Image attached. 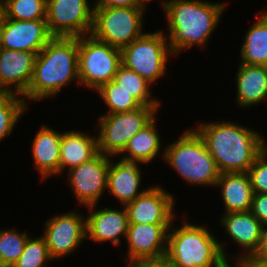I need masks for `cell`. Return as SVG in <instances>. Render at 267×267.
<instances>
[{
    "instance_id": "1",
    "label": "cell",
    "mask_w": 267,
    "mask_h": 267,
    "mask_svg": "<svg viewBox=\"0 0 267 267\" xmlns=\"http://www.w3.org/2000/svg\"><path fill=\"white\" fill-rule=\"evenodd\" d=\"M196 131L220 173L247 172L266 149L264 140L257 133L234 123L202 124Z\"/></svg>"
},
{
    "instance_id": "2",
    "label": "cell",
    "mask_w": 267,
    "mask_h": 267,
    "mask_svg": "<svg viewBox=\"0 0 267 267\" xmlns=\"http://www.w3.org/2000/svg\"><path fill=\"white\" fill-rule=\"evenodd\" d=\"M77 77L78 37H53L36 55L34 73L23 96L41 99L55 95Z\"/></svg>"
},
{
    "instance_id": "3",
    "label": "cell",
    "mask_w": 267,
    "mask_h": 267,
    "mask_svg": "<svg viewBox=\"0 0 267 267\" xmlns=\"http://www.w3.org/2000/svg\"><path fill=\"white\" fill-rule=\"evenodd\" d=\"M224 4H209L198 0H173L164 3L169 22L171 53L193 44L205 45L218 24Z\"/></svg>"
},
{
    "instance_id": "4",
    "label": "cell",
    "mask_w": 267,
    "mask_h": 267,
    "mask_svg": "<svg viewBox=\"0 0 267 267\" xmlns=\"http://www.w3.org/2000/svg\"><path fill=\"white\" fill-rule=\"evenodd\" d=\"M173 232L168 234L164 258L172 267H216L226 259L222 246L206 228L185 223Z\"/></svg>"
},
{
    "instance_id": "5",
    "label": "cell",
    "mask_w": 267,
    "mask_h": 267,
    "mask_svg": "<svg viewBox=\"0 0 267 267\" xmlns=\"http://www.w3.org/2000/svg\"><path fill=\"white\" fill-rule=\"evenodd\" d=\"M164 158L191 184L216 185L220 172L196 130H190L165 150Z\"/></svg>"
},
{
    "instance_id": "6",
    "label": "cell",
    "mask_w": 267,
    "mask_h": 267,
    "mask_svg": "<svg viewBox=\"0 0 267 267\" xmlns=\"http://www.w3.org/2000/svg\"><path fill=\"white\" fill-rule=\"evenodd\" d=\"M78 37V79L98 90L112 81L121 63V49L94 38Z\"/></svg>"
},
{
    "instance_id": "7",
    "label": "cell",
    "mask_w": 267,
    "mask_h": 267,
    "mask_svg": "<svg viewBox=\"0 0 267 267\" xmlns=\"http://www.w3.org/2000/svg\"><path fill=\"white\" fill-rule=\"evenodd\" d=\"M143 8H94L90 34L111 46L122 49L140 38Z\"/></svg>"
},
{
    "instance_id": "8",
    "label": "cell",
    "mask_w": 267,
    "mask_h": 267,
    "mask_svg": "<svg viewBox=\"0 0 267 267\" xmlns=\"http://www.w3.org/2000/svg\"><path fill=\"white\" fill-rule=\"evenodd\" d=\"M158 106H141L130 112L107 114L100 118L98 152L104 155L122 153L130 139L155 116Z\"/></svg>"
},
{
    "instance_id": "9",
    "label": "cell",
    "mask_w": 267,
    "mask_h": 267,
    "mask_svg": "<svg viewBox=\"0 0 267 267\" xmlns=\"http://www.w3.org/2000/svg\"><path fill=\"white\" fill-rule=\"evenodd\" d=\"M166 40L162 32L143 34L121 49L122 65L152 83L165 72Z\"/></svg>"
},
{
    "instance_id": "10",
    "label": "cell",
    "mask_w": 267,
    "mask_h": 267,
    "mask_svg": "<svg viewBox=\"0 0 267 267\" xmlns=\"http://www.w3.org/2000/svg\"><path fill=\"white\" fill-rule=\"evenodd\" d=\"M93 10L87 0H46L48 29L54 37H80L90 34Z\"/></svg>"
},
{
    "instance_id": "11",
    "label": "cell",
    "mask_w": 267,
    "mask_h": 267,
    "mask_svg": "<svg viewBox=\"0 0 267 267\" xmlns=\"http://www.w3.org/2000/svg\"><path fill=\"white\" fill-rule=\"evenodd\" d=\"M53 37L46 20L20 21L4 17L0 24V48L38 54Z\"/></svg>"
},
{
    "instance_id": "12",
    "label": "cell",
    "mask_w": 267,
    "mask_h": 267,
    "mask_svg": "<svg viewBox=\"0 0 267 267\" xmlns=\"http://www.w3.org/2000/svg\"><path fill=\"white\" fill-rule=\"evenodd\" d=\"M109 166L108 157L98 153L91 160L69 169L70 183L77 198L90 209L108 187Z\"/></svg>"
},
{
    "instance_id": "13",
    "label": "cell",
    "mask_w": 267,
    "mask_h": 267,
    "mask_svg": "<svg viewBox=\"0 0 267 267\" xmlns=\"http://www.w3.org/2000/svg\"><path fill=\"white\" fill-rule=\"evenodd\" d=\"M170 224H129V262L161 260L165 258ZM164 244V245H163Z\"/></svg>"
},
{
    "instance_id": "14",
    "label": "cell",
    "mask_w": 267,
    "mask_h": 267,
    "mask_svg": "<svg viewBox=\"0 0 267 267\" xmlns=\"http://www.w3.org/2000/svg\"><path fill=\"white\" fill-rule=\"evenodd\" d=\"M44 238L50 257L58 258L72 252L87 236L86 219L75 213H66L47 222Z\"/></svg>"
},
{
    "instance_id": "15",
    "label": "cell",
    "mask_w": 267,
    "mask_h": 267,
    "mask_svg": "<svg viewBox=\"0 0 267 267\" xmlns=\"http://www.w3.org/2000/svg\"><path fill=\"white\" fill-rule=\"evenodd\" d=\"M174 201L160 188L146 189L125 207L129 224H171Z\"/></svg>"
},
{
    "instance_id": "16",
    "label": "cell",
    "mask_w": 267,
    "mask_h": 267,
    "mask_svg": "<svg viewBox=\"0 0 267 267\" xmlns=\"http://www.w3.org/2000/svg\"><path fill=\"white\" fill-rule=\"evenodd\" d=\"M36 53L0 48V92H13L8 86L16 85V94L24 95L34 73Z\"/></svg>"
},
{
    "instance_id": "17",
    "label": "cell",
    "mask_w": 267,
    "mask_h": 267,
    "mask_svg": "<svg viewBox=\"0 0 267 267\" xmlns=\"http://www.w3.org/2000/svg\"><path fill=\"white\" fill-rule=\"evenodd\" d=\"M129 225L126 207L123 211L102 209L93 212L86 219V232L88 238L95 241L111 240L114 244H120V234L127 236Z\"/></svg>"
},
{
    "instance_id": "18",
    "label": "cell",
    "mask_w": 267,
    "mask_h": 267,
    "mask_svg": "<svg viewBox=\"0 0 267 267\" xmlns=\"http://www.w3.org/2000/svg\"><path fill=\"white\" fill-rule=\"evenodd\" d=\"M229 235L242 247L249 250L247 256L239 259L251 258L258 250L263 226L261 222L250 212H229L222 219Z\"/></svg>"
},
{
    "instance_id": "19",
    "label": "cell",
    "mask_w": 267,
    "mask_h": 267,
    "mask_svg": "<svg viewBox=\"0 0 267 267\" xmlns=\"http://www.w3.org/2000/svg\"><path fill=\"white\" fill-rule=\"evenodd\" d=\"M216 185L222 187L226 213L250 211L254 193L247 172L221 173Z\"/></svg>"
},
{
    "instance_id": "20",
    "label": "cell",
    "mask_w": 267,
    "mask_h": 267,
    "mask_svg": "<svg viewBox=\"0 0 267 267\" xmlns=\"http://www.w3.org/2000/svg\"><path fill=\"white\" fill-rule=\"evenodd\" d=\"M62 135L42 127L33 141V158L42 178L60 172V145Z\"/></svg>"
},
{
    "instance_id": "21",
    "label": "cell",
    "mask_w": 267,
    "mask_h": 267,
    "mask_svg": "<svg viewBox=\"0 0 267 267\" xmlns=\"http://www.w3.org/2000/svg\"><path fill=\"white\" fill-rule=\"evenodd\" d=\"M137 163L119 161L108 169V187L111 193L125 206L135 200L144 191L137 193L141 175Z\"/></svg>"
},
{
    "instance_id": "22",
    "label": "cell",
    "mask_w": 267,
    "mask_h": 267,
    "mask_svg": "<svg viewBox=\"0 0 267 267\" xmlns=\"http://www.w3.org/2000/svg\"><path fill=\"white\" fill-rule=\"evenodd\" d=\"M97 138L77 131L62 134L60 145V172L65 166L69 169L91 160L98 154Z\"/></svg>"
},
{
    "instance_id": "23",
    "label": "cell",
    "mask_w": 267,
    "mask_h": 267,
    "mask_svg": "<svg viewBox=\"0 0 267 267\" xmlns=\"http://www.w3.org/2000/svg\"><path fill=\"white\" fill-rule=\"evenodd\" d=\"M238 104L249 106L267 96V66L240 64L238 76Z\"/></svg>"
},
{
    "instance_id": "24",
    "label": "cell",
    "mask_w": 267,
    "mask_h": 267,
    "mask_svg": "<svg viewBox=\"0 0 267 267\" xmlns=\"http://www.w3.org/2000/svg\"><path fill=\"white\" fill-rule=\"evenodd\" d=\"M154 123L155 118L129 140L123 152L128 151L130 156H126L121 160L146 163L156 156L160 149V138L155 131Z\"/></svg>"
},
{
    "instance_id": "25",
    "label": "cell",
    "mask_w": 267,
    "mask_h": 267,
    "mask_svg": "<svg viewBox=\"0 0 267 267\" xmlns=\"http://www.w3.org/2000/svg\"><path fill=\"white\" fill-rule=\"evenodd\" d=\"M242 64L267 66V17L258 19L247 31L241 49Z\"/></svg>"
},
{
    "instance_id": "26",
    "label": "cell",
    "mask_w": 267,
    "mask_h": 267,
    "mask_svg": "<svg viewBox=\"0 0 267 267\" xmlns=\"http://www.w3.org/2000/svg\"><path fill=\"white\" fill-rule=\"evenodd\" d=\"M113 81L118 85H121V88L129 92L143 106H158L160 104L156 100L151 101L149 99L150 91L148 85L151 83L122 64L118 67Z\"/></svg>"
},
{
    "instance_id": "27",
    "label": "cell",
    "mask_w": 267,
    "mask_h": 267,
    "mask_svg": "<svg viewBox=\"0 0 267 267\" xmlns=\"http://www.w3.org/2000/svg\"><path fill=\"white\" fill-rule=\"evenodd\" d=\"M98 91L110 109L109 114L130 112L143 106L135 97L113 80L101 86Z\"/></svg>"
},
{
    "instance_id": "28",
    "label": "cell",
    "mask_w": 267,
    "mask_h": 267,
    "mask_svg": "<svg viewBox=\"0 0 267 267\" xmlns=\"http://www.w3.org/2000/svg\"><path fill=\"white\" fill-rule=\"evenodd\" d=\"M3 4L7 19L46 20V0H5Z\"/></svg>"
},
{
    "instance_id": "29",
    "label": "cell",
    "mask_w": 267,
    "mask_h": 267,
    "mask_svg": "<svg viewBox=\"0 0 267 267\" xmlns=\"http://www.w3.org/2000/svg\"><path fill=\"white\" fill-rule=\"evenodd\" d=\"M15 94L0 92V139L10 134L26 108L23 99L16 98Z\"/></svg>"
},
{
    "instance_id": "30",
    "label": "cell",
    "mask_w": 267,
    "mask_h": 267,
    "mask_svg": "<svg viewBox=\"0 0 267 267\" xmlns=\"http://www.w3.org/2000/svg\"><path fill=\"white\" fill-rule=\"evenodd\" d=\"M27 234L15 230L0 231V265L13 267L24 250Z\"/></svg>"
},
{
    "instance_id": "31",
    "label": "cell",
    "mask_w": 267,
    "mask_h": 267,
    "mask_svg": "<svg viewBox=\"0 0 267 267\" xmlns=\"http://www.w3.org/2000/svg\"><path fill=\"white\" fill-rule=\"evenodd\" d=\"M49 255L46 240L44 237L39 239H27L24 250L13 267H45L43 264Z\"/></svg>"
},
{
    "instance_id": "32",
    "label": "cell",
    "mask_w": 267,
    "mask_h": 267,
    "mask_svg": "<svg viewBox=\"0 0 267 267\" xmlns=\"http://www.w3.org/2000/svg\"><path fill=\"white\" fill-rule=\"evenodd\" d=\"M267 150L265 149L254 161L247 173L253 193L267 194Z\"/></svg>"
},
{
    "instance_id": "33",
    "label": "cell",
    "mask_w": 267,
    "mask_h": 267,
    "mask_svg": "<svg viewBox=\"0 0 267 267\" xmlns=\"http://www.w3.org/2000/svg\"><path fill=\"white\" fill-rule=\"evenodd\" d=\"M250 212L261 222L262 226L265 227L267 224V194H253Z\"/></svg>"
},
{
    "instance_id": "34",
    "label": "cell",
    "mask_w": 267,
    "mask_h": 267,
    "mask_svg": "<svg viewBox=\"0 0 267 267\" xmlns=\"http://www.w3.org/2000/svg\"><path fill=\"white\" fill-rule=\"evenodd\" d=\"M94 8H106V7H132V8H144L140 5L139 0H99L96 2Z\"/></svg>"
},
{
    "instance_id": "35",
    "label": "cell",
    "mask_w": 267,
    "mask_h": 267,
    "mask_svg": "<svg viewBox=\"0 0 267 267\" xmlns=\"http://www.w3.org/2000/svg\"><path fill=\"white\" fill-rule=\"evenodd\" d=\"M250 259L262 264H267V229L264 227L259 248Z\"/></svg>"
},
{
    "instance_id": "36",
    "label": "cell",
    "mask_w": 267,
    "mask_h": 267,
    "mask_svg": "<svg viewBox=\"0 0 267 267\" xmlns=\"http://www.w3.org/2000/svg\"><path fill=\"white\" fill-rule=\"evenodd\" d=\"M130 267H172L165 259L130 262Z\"/></svg>"
},
{
    "instance_id": "37",
    "label": "cell",
    "mask_w": 267,
    "mask_h": 267,
    "mask_svg": "<svg viewBox=\"0 0 267 267\" xmlns=\"http://www.w3.org/2000/svg\"><path fill=\"white\" fill-rule=\"evenodd\" d=\"M243 267H267V264H262L248 258L243 260Z\"/></svg>"
},
{
    "instance_id": "38",
    "label": "cell",
    "mask_w": 267,
    "mask_h": 267,
    "mask_svg": "<svg viewBox=\"0 0 267 267\" xmlns=\"http://www.w3.org/2000/svg\"><path fill=\"white\" fill-rule=\"evenodd\" d=\"M238 265H239V267H243V259H239L238 258ZM216 267H230V265L228 264V261H227V259H224L218 266H216Z\"/></svg>"
},
{
    "instance_id": "39",
    "label": "cell",
    "mask_w": 267,
    "mask_h": 267,
    "mask_svg": "<svg viewBox=\"0 0 267 267\" xmlns=\"http://www.w3.org/2000/svg\"><path fill=\"white\" fill-rule=\"evenodd\" d=\"M4 18V5L0 2V24Z\"/></svg>"
},
{
    "instance_id": "40",
    "label": "cell",
    "mask_w": 267,
    "mask_h": 267,
    "mask_svg": "<svg viewBox=\"0 0 267 267\" xmlns=\"http://www.w3.org/2000/svg\"><path fill=\"white\" fill-rule=\"evenodd\" d=\"M146 1L148 2V1H150V0H139L140 5L143 7V6L145 5L144 3H145Z\"/></svg>"
}]
</instances>
